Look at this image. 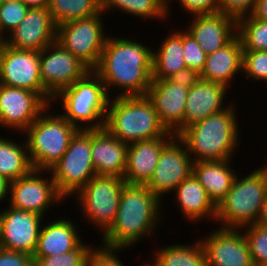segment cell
I'll return each instance as SVG.
<instances>
[{
	"label": "cell",
	"mask_w": 267,
	"mask_h": 266,
	"mask_svg": "<svg viewBox=\"0 0 267 266\" xmlns=\"http://www.w3.org/2000/svg\"><path fill=\"white\" fill-rule=\"evenodd\" d=\"M73 220L57 218L41 226L38 244L33 258L67 253L77 249L84 241ZM43 227V228H42Z\"/></svg>",
	"instance_id": "obj_25"
},
{
	"label": "cell",
	"mask_w": 267,
	"mask_h": 266,
	"mask_svg": "<svg viewBox=\"0 0 267 266\" xmlns=\"http://www.w3.org/2000/svg\"><path fill=\"white\" fill-rule=\"evenodd\" d=\"M251 14L255 18L267 22V0H257L255 8Z\"/></svg>",
	"instance_id": "obj_44"
},
{
	"label": "cell",
	"mask_w": 267,
	"mask_h": 266,
	"mask_svg": "<svg viewBox=\"0 0 267 266\" xmlns=\"http://www.w3.org/2000/svg\"><path fill=\"white\" fill-rule=\"evenodd\" d=\"M164 137L128 144L123 180L127 185H146L151 179L163 148L175 137Z\"/></svg>",
	"instance_id": "obj_21"
},
{
	"label": "cell",
	"mask_w": 267,
	"mask_h": 266,
	"mask_svg": "<svg viewBox=\"0 0 267 266\" xmlns=\"http://www.w3.org/2000/svg\"><path fill=\"white\" fill-rule=\"evenodd\" d=\"M152 70L153 50L149 46L111 34L93 69L104 83L109 98L113 97L110 90L114 87L120 90L116 97L146 95L152 82Z\"/></svg>",
	"instance_id": "obj_1"
},
{
	"label": "cell",
	"mask_w": 267,
	"mask_h": 266,
	"mask_svg": "<svg viewBox=\"0 0 267 266\" xmlns=\"http://www.w3.org/2000/svg\"><path fill=\"white\" fill-rule=\"evenodd\" d=\"M0 84L33 91L52 103L53 97L41 81L40 52L0 45Z\"/></svg>",
	"instance_id": "obj_11"
},
{
	"label": "cell",
	"mask_w": 267,
	"mask_h": 266,
	"mask_svg": "<svg viewBox=\"0 0 267 266\" xmlns=\"http://www.w3.org/2000/svg\"><path fill=\"white\" fill-rule=\"evenodd\" d=\"M228 90L224 84L202 79L190 87L185 104L183 129L226 109L230 104L224 101Z\"/></svg>",
	"instance_id": "obj_23"
},
{
	"label": "cell",
	"mask_w": 267,
	"mask_h": 266,
	"mask_svg": "<svg viewBox=\"0 0 267 266\" xmlns=\"http://www.w3.org/2000/svg\"><path fill=\"white\" fill-rule=\"evenodd\" d=\"M236 175L226 196L216 206L221 228L241 229L259 223L267 194V171L263 167L246 176Z\"/></svg>",
	"instance_id": "obj_5"
},
{
	"label": "cell",
	"mask_w": 267,
	"mask_h": 266,
	"mask_svg": "<svg viewBox=\"0 0 267 266\" xmlns=\"http://www.w3.org/2000/svg\"><path fill=\"white\" fill-rule=\"evenodd\" d=\"M49 171L58 192L65 199L74 197L96 175L91 156V130L79 129L66 152Z\"/></svg>",
	"instance_id": "obj_9"
},
{
	"label": "cell",
	"mask_w": 267,
	"mask_h": 266,
	"mask_svg": "<svg viewBox=\"0 0 267 266\" xmlns=\"http://www.w3.org/2000/svg\"><path fill=\"white\" fill-rule=\"evenodd\" d=\"M128 144L105 128L91 130V156L96 175L124 177Z\"/></svg>",
	"instance_id": "obj_22"
},
{
	"label": "cell",
	"mask_w": 267,
	"mask_h": 266,
	"mask_svg": "<svg viewBox=\"0 0 267 266\" xmlns=\"http://www.w3.org/2000/svg\"><path fill=\"white\" fill-rule=\"evenodd\" d=\"M50 105L37 93L0 84V127L23 133Z\"/></svg>",
	"instance_id": "obj_15"
},
{
	"label": "cell",
	"mask_w": 267,
	"mask_h": 266,
	"mask_svg": "<svg viewBox=\"0 0 267 266\" xmlns=\"http://www.w3.org/2000/svg\"><path fill=\"white\" fill-rule=\"evenodd\" d=\"M6 37L5 43L12 48L40 52L56 41L57 25L47 8H29L18 27Z\"/></svg>",
	"instance_id": "obj_18"
},
{
	"label": "cell",
	"mask_w": 267,
	"mask_h": 266,
	"mask_svg": "<svg viewBox=\"0 0 267 266\" xmlns=\"http://www.w3.org/2000/svg\"><path fill=\"white\" fill-rule=\"evenodd\" d=\"M114 96L109 99L104 124L111 135L131 144L164 137L169 133L147 95Z\"/></svg>",
	"instance_id": "obj_4"
},
{
	"label": "cell",
	"mask_w": 267,
	"mask_h": 266,
	"mask_svg": "<svg viewBox=\"0 0 267 266\" xmlns=\"http://www.w3.org/2000/svg\"><path fill=\"white\" fill-rule=\"evenodd\" d=\"M43 216L20 209L0 210V247L34 255Z\"/></svg>",
	"instance_id": "obj_16"
},
{
	"label": "cell",
	"mask_w": 267,
	"mask_h": 266,
	"mask_svg": "<svg viewBox=\"0 0 267 266\" xmlns=\"http://www.w3.org/2000/svg\"><path fill=\"white\" fill-rule=\"evenodd\" d=\"M262 167L267 171V164L264 163V166L262 165Z\"/></svg>",
	"instance_id": "obj_50"
},
{
	"label": "cell",
	"mask_w": 267,
	"mask_h": 266,
	"mask_svg": "<svg viewBox=\"0 0 267 266\" xmlns=\"http://www.w3.org/2000/svg\"><path fill=\"white\" fill-rule=\"evenodd\" d=\"M91 245L83 242L77 249L67 253L34 258L35 266H86L89 254L96 247Z\"/></svg>",
	"instance_id": "obj_35"
},
{
	"label": "cell",
	"mask_w": 267,
	"mask_h": 266,
	"mask_svg": "<svg viewBox=\"0 0 267 266\" xmlns=\"http://www.w3.org/2000/svg\"><path fill=\"white\" fill-rule=\"evenodd\" d=\"M6 38L5 35L2 33L1 29H0V45H2L3 43L6 42Z\"/></svg>",
	"instance_id": "obj_49"
},
{
	"label": "cell",
	"mask_w": 267,
	"mask_h": 266,
	"mask_svg": "<svg viewBox=\"0 0 267 266\" xmlns=\"http://www.w3.org/2000/svg\"><path fill=\"white\" fill-rule=\"evenodd\" d=\"M29 8L20 0H5L0 6V29L6 36L25 18Z\"/></svg>",
	"instance_id": "obj_36"
},
{
	"label": "cell",
	"mask_w": 267,
	"mask_h": 266,
	"mask_svg": "<svg viewBox=\"0 0 267 266\" xmlns=\"http://www.w3.org/2000/svg\"><path fill=\"white\" fill-rule=\"evenodd\" d=\"M230 163V159L193 163V175L216 206L226 196L238 173Z\"/></svg>",
	"instance_id": "obj_27"
},
{
	"label": "cell",
	"mask_w": 267,
	"mask_h": 266,
	"mask_svg": "<svg viewBox=\"0 0 267 266\" xmlns=\"http://www.w3.org/2000/svg\"><path fill=\"white\" fill-rule=\"evenodd\" d=\"M91 69L55 41L40 51V74L45 90L54 98Z\"/></svg>",
	"instance_id": "obj_13"
},
{
	"label": "cell",
	"mask_w": 267,
	"mask_h": 266,
	"mask_svg": "<svg viewBox=\"0 0 267 266\" xmlns=\"http://www.w3.org/2000/svg\"><path fill=\"white\" fill-rule=\"evenodd\" d=\"M109 99L104 83L90 70L83 78L61 90L52 103L59 101L61 104L62 101L64 111L60 114L64 118L78 129L92 130L104 128Z\"/></svg>",
	"instance_id": "obj_6"
},
{
	"label": "cell",
	"mask_w": 267,
	"mask_h": 266,
	"mask_svg": "<svg viewBox=\"0 0 267 266\" xmlns=\"http://www.w3.org/2000/svg\"><path fill=\"white\" fill-rule=\"evenodd\" d=\"M122 249H109L97 246L89 254L86 266H124L123 260L118 257ZM144 266V263L143 265Z\"/></svg>",
	"instance_id": "obj_39"
},
{
	"label": "cell",
	"mask_w": 267,
	"mask_h": 266,
	"mask_svg": "<svg viewBox=\"0 0 267 266\" xmlns=\"http://www.w3.org/2000/svg\"><path fill=\"white\" fill-rule=\"evenodd\" d=\"M242 75L254 81L267 80V51L243 50Z\"/></svg>",
	"instance_id": "obj_37"
},
{
	"label": "cell",
	"mask_w": 267,
	"mask_h": 266,
	"mask_svg": "<svg viewBox=\"0 0 267 266\" xmlns=\"http://www.w3.org/2000/svg\"><path fill=\"white\" fill-rule=\"evenodd\" d=\"M168 79L176 83L179 87L190 88L200 80V74L196 70L186 67L179 70Z\"/></svg>",
	"instance_id": "obj_43"
},
{
	"label": "cell",
	"mask_w": 267,
	"mask_h": 266,
	"mask_svg": "<svg viewBox=\"0 0 267 266\" xmlns=\"http://www.w3.org/2000/svg\"><path fill=\"white\" fill-rule=\"evenodd\" d=\"M174 193L176 196L173 199H176L177 207L187 221L198 223L201 219L208 218L216 222V205L193 174L183 180Z\"/></svg>",
	"instance_id": "obj_26"
},
{
	"label": "cell",
	"mask_w": 267,
	"mask_h": 266,
	"mask_svg": "<svg viewBox=\"0 0 267 266\" xmlns=\"http://www.w3.org/2000/svg\"><path fill=\"white\" fill-rule=\"evenodd\" d=\"M47 9L57 26L94 16L102 11L101 0H49Z\"/></svg>",
	"instance_id": "obj_32"
},
{
	"label": "cell",
	"mask_w": 267,
	"mask_h": 266,
	"mask_svg": "<svg viewBox=\"0 0 267 266\" xmlns=\"http://www.w3.org/2000/svg\"><path fill=\"white\" fill-rule=\"evenodd\" d=\"M0 266H35L33 256L0 247Z\"/></svg>",
	"instance_id": "obj_42"
},
{
	"label": "cell",
	"mask_w": 267,
	"mask_h": 266,
	"mask_svg": "<svg viewBox=\"0 0 267 266\" xmlns=\"http://www.w3.org/2000/svg\"><path fill=\"white\" fill-rule=\"evenodd\" d=\"M123 178L117 176L95 175L75 195L82 218L104 234L114 223L123 187ZM86 217V218H85Z\"/></svg>",
	"instance_id": "obj_8"
},
{
	"label": "cell",
	"mask_w": 267,
	"mask_h": 266,
	"mask_svg": "<svg viewBox=\"0 0 267 266\" xmlns=\"http://www.w3.org/2000/svg\"><path fill=\"white\" fill-rule=\"evenodd\" d=\"M102 12L106 14L120 9L126 15L166 22L167 4L163 0H101ZM155 18V19H154Z\"/></svg>",
	"instance_id": "obj_31"
},
{
	"label": "cell",
	"mask_w": 267,
	"mask_h": 266,
	"mask_svg": "<svg viewBox=\"0 0 267 266\" xmlns=\"http://www.w3.org/2000/svg\"><path fill=\"white\" fill-rule=\"evenodd\" d=\"M104 15L101 11L94 16L71 20L57 26L56 41L91 70L98 65L109 36L104 29Z\"/></svg>",
	"instance_id": "obj_10"
},
{
	"label": "cell",
	"mask_w": 267,
	"mask_h": 266,
	"mask_svg": "<svg viewBox=\"0 0 267 266\" xmlns=\"http://www.w3.org/2000/svg\"><path fill=\"white\" fill-rule=\"evenodd\" d=\"M45 172V173H44ZM49 175L45 178L44 174ZM9 206L45 217L54 204L66 201L58 192L49 170L32 169L27 175L9 183Z\"/></svg>",
	"instance_id": "obj_12"
},
{
	"label": "cell",
	"mask_w": 267,
	"mask_h": 266,
	"mask_svg": "<svg viewBox=\"0 0 267 266\" xmlns=\"http://www.w3.org/2000/svg\"><path fill=\"white\" fill-rule=\"evenodd\" d=\"M199 240L205 251L206 266H254L241 229L217 227Z\"/></svg>",
	"instance_id": "obj_17"
},
{
	"label": "cell",
	"mask_w": 267,
	"mask_h": 266,
	"mask_svg": "<svg viewBox=\"0 0 267 266\" xmlns=\"http://www.w3.org/2000/svg\"><path fill=\"white\" fill-rule=\"evenodd\" d=\"M243 47L239 37L236 35L223 48L206 55L205 66L200 73V79L204 81L217 82L230 88L231 80L242 75Z\"/></svg>",
	"instance_id": "obj_24"
},
{
	"label": "cell",
	"mask_w": 267,
	"mask_h": 266,
	"mask_svg": "<svg viewBox=\"0 0 267 266\" xmlns=\"http://www.w3.org/2000/svg\"><path fill=\"white\" fill-rule=\"evenodd\" d=\"M257 0H220V12L225 13L236 20L250 15Z\"/></svg>",
	"instance_id": "obj_40"
},
{
	"label": "cell",
	"mask_w": 267,
	"mask_h": 266,
	"mask_svg": "<svg viewBox=\"0 0 267 266\" xmlns=\"http://www.w3.org/2000/svg\"><path fill=\"white\" fill-rule=\"evenodd\" d=\"M189 88L179 87L169 79H152L147 97L151 100L160 122L169 132L183 130V117Z\"/></svg>",
	"instance_id": "obj_19"
},
{
	"label": "cell",
	"mask_w": 267,
	"mask_h": 266,
	"mask_svg": "<svg viewBox=\"0 0 267 266\" xmlns=\"http://www.w3.org/2000/svg\"><path fill=\"white\" fill-rule=\"evenodd\" d=\"M4 1H5V0H0V6L3 4Z\"/></svg>",
	"instance_id": "obj_51"
},
{
	"label": "cell",
	"mask_w": 267,
	"mask_h": 266,
	"mask_svg": "<svg viewBox=\"0 0 267 266\" xmlns=\"http://www.w3.org/2000/svg\"><path fill=\"white\" fill-rule=\"evenodd\" d=\"M182 47L186 67L200 74L205 66L206 54L186 30H182Z\"/></svg>",
	"instance_id": "obj_38"
},
{
	"label": "cell",
	"mask_w": 267,
	"mask_h": 266,
	"mask_svg": "<svg viewBox=\"0 0 267 266\" xmlns=\"http://www.w3.org/2000/svg\"><path fill=\"white\" fill-rule=\"evenodd\" d=\"M235 105L231 102L223 111L187 126L177 135L185 143L193 162L235 157L241 136Z\"/></svg>",
	"instance_id": "obj_3"
},
{
	"label": "cell",
	"mask_w": 267,
	"mask_h": 266,
	"mask_svg": "<svg viewBox=\"0 0 267 266\" xmlns=\"http://www.w3.org/2000/svg\"><path fill=\"white\" fill-rule=\"evenodd\" d=\"M254 266H267V226L260 223L244 227Z\"/></svg>",
	"instance_id": "obj_34"
},
{
	"label": "cell",
	"mask_w": 267,
	"mask_h": 266,
	"mask_svg": "<svg viewBox=\"0 0 267 266\" xmlns=\"http://www.w3.org/2000/svg\"><path fill=\"white\" fill-rule=\"evenodd\" d=\"M49 106L22 134L33 169L50 170L68 149L79 130L61 114H51ZM48 111V112H47Z\"/></svg>",
	"instance_id": "obj_7"
},
{
	"label": "cell",
	"mask_w": 267,
	"mask_h": 266,
	"mask_svg": "<svg viewBox=\"0 0 267 266\" xmlns=\"http://www.w3.org/2000/svg\"><path fill=\"white\" fill-rule=\"evenodd\" d=\"M22 1L28 8H47L49 4V0H20Z\"/></svg>",
	"instance_id": "obj_45"
},
{
	"label": "cell",
	"mask_w": 267,
	"mask_h": 266,
	"mask_svg": "<svg viewBox=\"0 0 267 266\" xmlns=\"http://www.w3.org/2000/svg\"><path fill=\"white\" fill-rule=\"evenodd\" d=\"M193 242L160 246L154 253L152 262L146 261L144 266H206V255L201 241L196 238Z\"/></svg>",
	"instance_id": "obj_29"
},
{
	"label": "cell",
	"mask_w": 267,
	"mask_h": 266,
	"mask_svg": "<svg viewBox=\"0 0 267 266\" xmlns=\"http://www.w3.org/2000/svg\"><path fill=\"white\" fill-rule=\"evenodd\" d=\"M166 4H167V17H169V12H171L170 9V3H172V1L174 2V0H163Z\"/></svg>",
	"instance_id": "obj_48"
},
{
	"label": "cell",
	"mask_w": 267,
	"mask_h": 266,
	"mask_svg": "<svg viewBox=\"0 0 267 266\" xmlns=\"http://www.w3.org/2000/svg\"><path fill=\"white\" fill-rule=\"evenodd\" d=\"M189 15L220 12V0H179Z\"/></svg>",
	"instance_id": "obj_41"
},
{
	"label": "cell",
	"mask_w": 267,
	"mask_h": 266,
	"mask_svg": "<svg viewBox=\"0 0 267 266\" xmlns=\"http://www.w3.org/2000/svg\"><path fill=\"white\" fill-rule=\"evenodd\" d=\"M162 203L145 185L126 184L114 223L103 234L100 246L127 250L147 235H155L164 217Z\"/></svg>",
	"instance_id": "obj_2"
},
{
	"label": "cell",
	"mask_w": 267,
	"mask_h": 266,
	"mask_svg": "<svg viewBox=\"0 0 267 266\" xmlns=\"http://www.w3.org/2000/svg\"><path fill=\"white\" fill-rule=\"evenodd\" d=\"M193 160L185 143L176 135L162 150L154 173L145 185L161 201L165 194L193 174Z\"/></svg>",
	"instance_id": "obj_14"
},
{
	"label": "cell",
	"mask_w": 267,
	"mask_h": 266,
	"mask_svg": "<svg viewBox=\"0 0 267 266\" xmlns=\"http://www.w3.org/2000/svg\"><path fill=\"white\" fill-rule=\"evenodd\" d=\"M237 36L243 50L267 51V22L252 14L237 19Z\"/></svg>",
	"instance_id": "obj_33"
},
{
	"label": "cell",
	"mask_w": 267,
	"mask_h": 266,
	"mask_svg": "<svg viewBox=\"0 0 267 266\" xmlns=\"http://www.w3.org/2000/svg\"><path fill=\"white\" fill-rule=\"evenodd\" d=\"M186 31L206 55L223 48L237 35V20L225 13L195 14Z\"/></svg>",
	"instance_id": "obj_20"
},
{
	"label": "cell",
	"mask_w": 267,
	"mask_h": 266,
	"mask_svg": "<svg viewBox=\"0 0 267 266\" xmlns=\"http://www.w3.org/2000/svg\"><path fill=\"white\" fill-rule=\"evenodd\" d=\"M259 223L267 226V194L260 214Z\"/></svg>",
	"instance_id": "obj_47"
},
{
	"label": "cell",
	"mask_w": 267,
	"mask_h": 266,
	"mask_svg": "<svg viewBox=\"0 0 267 266\" xmlns=\"http://www.w3.org/2000/svg\"><path fill=\"white\" fill-rule=\"evenodd\" d=\"M160 43L157 51L153 49L152 79H168L179 70L186 68L183 57L182 28L173 30Z\"/></svg>",
	"instance_id": "obj_28"
},
{
	"label": "cell",
	"mask_w": 267,
	"mask_h": 266,
	"mask_svg": "<svg viewBox=\"0 0 267 266\" xmlns=\"http://www.w3.org/2000/svg\"><path fill=\"white\" fill-rule=\"evenodd\" d=\"M33 169L26 142L0 137V176L9 183L27 175Z\"/></svg>",
	"instance_id": "obj_30"
},
{
	"label": "cell",
	"mask_w": 267,
	"mask_h": 266,
	"mask_svg": "<svg viewBox=\"0 0 267 266\" xmlns=\"http://www.w3.org/2000/svg\"><path fill=\"white\" fill-rule=\"evenodd\" d=\"M9 182L0 176V201H4V198H8ZM2 203V202H0Z\"/></svg>",
	"instance_id": "obj_46"
}]
</instances>
